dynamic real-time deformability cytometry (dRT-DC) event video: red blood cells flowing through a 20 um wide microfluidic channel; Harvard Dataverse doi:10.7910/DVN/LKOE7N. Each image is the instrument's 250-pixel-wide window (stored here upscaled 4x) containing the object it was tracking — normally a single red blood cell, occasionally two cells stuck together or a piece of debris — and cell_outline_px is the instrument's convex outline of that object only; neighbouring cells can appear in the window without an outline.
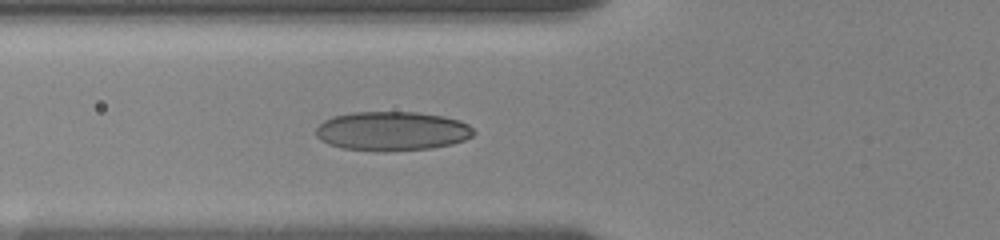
{"species": "human", "species_latin": "Homo sapiens", "temperature_condition": "room temperature", "stored_images_in_passage": 64, "camera_frame_rate_fps": 3000, "um_per_image_px": 0.085, "donor": {"sex": "female"}, "frame": {"image": 1, "passage_image": 20, "time_ms": 7.0, "image_size_px": [1000, 240], "cell_outline_px": [[476, 132], [472, 136], [464, 140], [452, 144], [432, 148], [344, 148], [328, 144], [320, 140], [316, 136], [316, 128], [324, 120], [332, 116], [352, 112], [416, 112], [444, 116], [460, 120], [468, 124]], "centroid_in_image_um": [33.34, 11.09], "position_along_channel_um": 92.5, "area_um2": 35.03}}
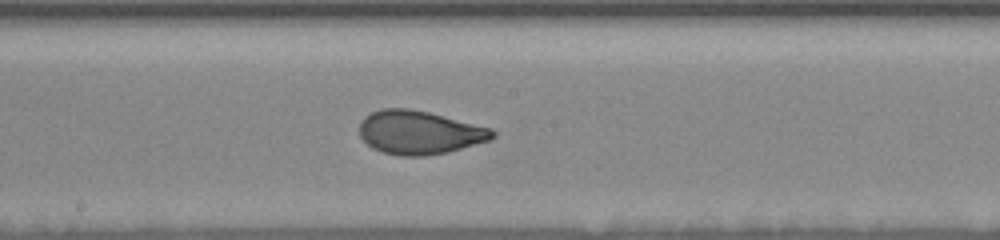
{"frame": {"image": 2, "passage_image": 33, "time_ms": 10.333, "image_size_px": [1000, 240], "cell_outline_px": [[496, 136], [492, 140], [448, 152], [424, 156], [400, 156], [380, 152], [372, 148], [360, 136], [360, 120], [364, 116], [380, 108], [408, 108], [428, 112], [492, 128], [496, 132]], "centroid_in_image_um": [35.65, 11.26], "position_along_channel_um": 212.5, "area_um2": 34.04}}
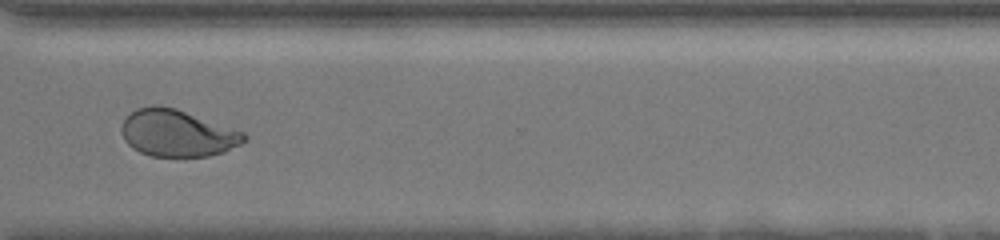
{"frame": {"image": 3, "passage_image": 54, "time_ms": 14.333, "image_size_px": [1000, 240], "cell_outline_px": [[248, 140], [224, 152], [208, 156], [152, 156], [140, 152], [132, 148], [124, 140], [120, 132], [120, 124], [136, 108], [152, 104], [160, 104], [176, 108], [244, 132], [248, 136]], "centroid_in_image_um": [15.05, 11.3], "position_along_channel_um": 355.6, "area_um2": 33.76}, "authors_computed_cell_mechanics": {"area_um2": 34.2465, "velocity_mm_per_s": 3.5689, "shape_relaxation_time_tau1_ms": 4.5253, "shape_relaxation_time_tau2_ms": null, "deformation_change_tau1": 0.1643, "deformation_change_tau2": null}}